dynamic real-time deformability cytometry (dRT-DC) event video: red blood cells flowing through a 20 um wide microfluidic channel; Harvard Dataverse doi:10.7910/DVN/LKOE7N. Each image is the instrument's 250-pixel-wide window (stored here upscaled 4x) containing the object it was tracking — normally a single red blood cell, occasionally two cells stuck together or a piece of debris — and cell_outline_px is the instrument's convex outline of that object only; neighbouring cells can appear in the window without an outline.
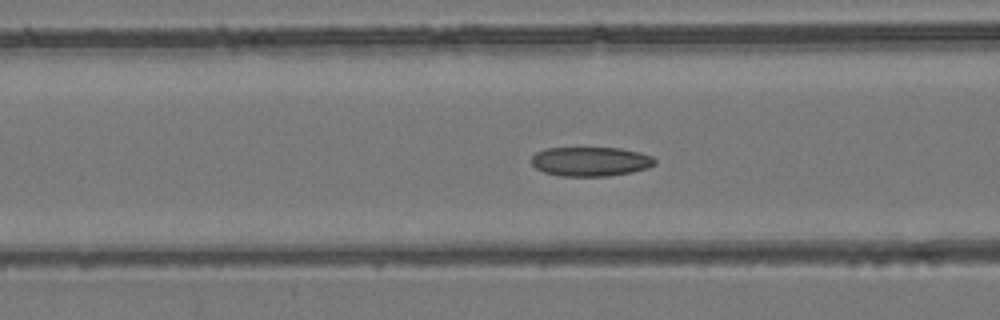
{"species": "common noctule bat (a hibernating species)", "species_latin": "Nyctalus noctula", "temperature_condition": "room temperature", "stored_images_in_passage": 39, "camera_frame_rate_fps": 3000, "um_per_image_px": 0.085, "animal": {"sex": "female", "body_mass_g": 24.6, "forearm_length_mm": 56.2}, "frame": {"image": 1, "passage_image": 7, "time_ms": 2.0, "image_size_px": [1000, 320], "cell_outline_px": [[656, 164], [648, 168], [632, 172], [608, 176], [560, 176], [544, 172], [536, 168], [532, 164], [532, 156], [536, 152], [544, 148], [620, 148], [640, 152], [652, 156], [656, 160]], "centroid_in_image_um": [50.21, 13.73], "position_along_channel_um": 116.4, "area_um2": 21.21}}
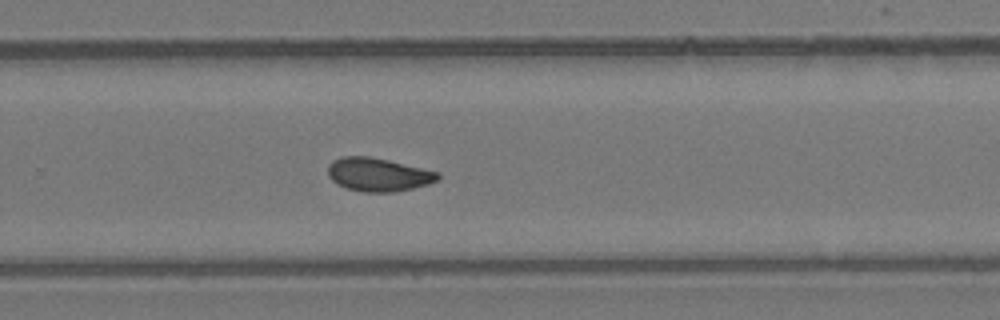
{"frame": {"image": 2, "passage_image": 21, "time_ms": 6.667, "image_size_px": [1000, 320], "cell_outline_px": [[440, 180], [428, 184], [396, 192], [364, 192], [348, 188], [336, 184], [328, 176], [328, 164], [332, 160], [340, 156], [368, 156], [388, 160], [440, 172]], "centroid_in_image_um": [32.15, 14.83], "position_along_channel_um": 297.7, "area_um2": 21.56}}
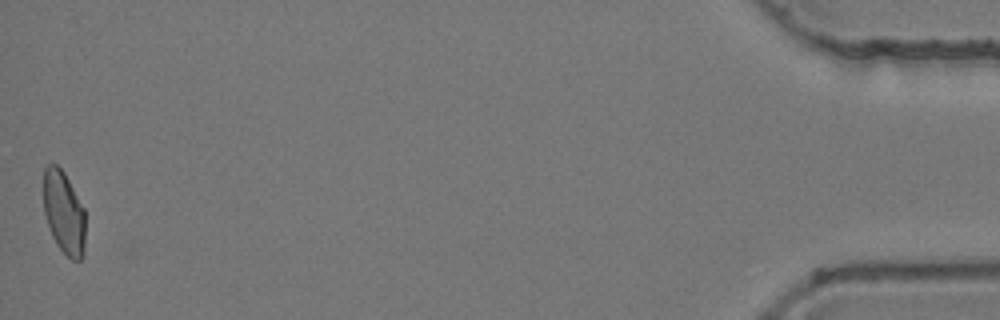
{"frame": {"image": 3, "passage_image": 39, "time_ms": 12.667, "image_size_px": [1000, 320], "cell_outline_px": [[84, 256], [80, 260], [72, 260], [56, 244], [52, 236], [44, 212], [44, 168], [48, 164], [56, 164], [64, 172], [84, 208]], "centroid_in_image_um": [5.43, 18.07], "position_along_channel_um": 429.8, "area_um2": 20.06}, "authors_computed_cell_mechanics": {"area_um2": 20.9814, "velocity_mm_per_s": 3.8877, "shape_relaxation_time_tau1_ms": null, "shape_relaxation_time_tau2_ms": 3.1576, "deformation_change_tau1": null, "deformation_change_tau2": 0.0824}}